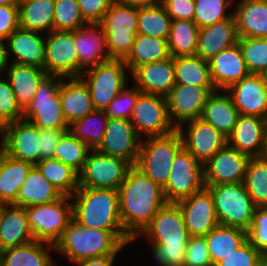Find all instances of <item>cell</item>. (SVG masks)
<instances>
[{
	"label": "cell",
	"instance_id": "cell-12",
	"mask_svg": "<svg viewBox=\"0 0 267 266\" xmlns=\"http://www.w3.org/2000/svg\"><path fill=\"white\" fill-rule=\"evenodd\" d=\"M205 187L203 164L184 147L175 156L167 184L163 187L168 203H176Z\"/></svg>",
	"mask_w": 267,
	"mask_h": 266
},
{
	"label": "cell",
	"instance_id": "cell-36",
	"mask_svg": "<svg viewBox=\"0 0 267 266\" xmlns=\"http://www.w3.org/2000/svg\"><path fill=\"white\" fill-rule=\"evenodd\" d=\"M171 57L166 39L137 34L128 56L123 60L131 73L136 67Z\"/></svg>",
	"mask_w": 267,
	"mask_h": 266
},
{
	"label": "cell",
	"instance_id": "cell-17",
	"mask_svg": "<svg viewBox=\"0 0 267 266\" xmlns=\"http://www.w3.org/2000/svg\"><path fill=\"white\" fill-rule=\"evenodd\" d=\"M250 159L226 144L203 165L205 185L243 182Z\"/></svg>",
	"mask_w": 267,
	"mask_h": 266
},
{
	"label": "cell",
	"instance_id": "cell-23",
	"mask_svg": "<svg viewBox=\"0 0 267 266\" xmlns=\"http://www.w3.org/2000/svg\"><path fill=\"white\" fill-rule=\"evenodd\" d=\"M267 119L258 116L238 115L227 144L251 157H261L265 149Z\"/></svg>",
	"mask_w": 267,
	"mask_h": 266
},
{
	"label": "cell",
	"instance_id": "cell-20",
	"mask_svg": "<svg viewBox=\"0 0 267 266\" xmlns=\"http://www.w3.org/2000/svg\"><path fill=\"white\" fill-rule=\"evenodd\" d=\"M176 204L181 209L190 236H206L219 225L214 199L207 187L179 200Z\"/></svg>",
	"mask_w": 267,
	"mask_h": 266
},
{
	"label": "cell",
	"instance_id": "cell-62",
	"mask_svg": "<svg viewBox=\"0 0 267 266\" xmlns=\"http://www.w3.org/2000/svg\"><path fill=\"white\" fill-rule=\"evenodd\" d=\"M258 75L260 76L265 88L267 89V67Z\"/></svg>",
	"mask_w": 267,
	"mask_h": 266
},
{
	"label": "cell",
	"instance_id": "cell-47",
	"mask_svg": "<svg viewBox=\"0 0 267 266\" xmlns=\"http://www.w3.org/2000/svg\"><path fill=\"white\" fill-rule=\"evenodd\" d=\"M238 44L250 74H260L267 67V38L239 37Z\"/></svg>",
	"mask_w": 267,
	"mask_h": 266
},
{
	"label": "cell",
	"instance_id": "cell-54",
	"mask_svg": "<svg viewBox=\"0 0 267 266\" xmlns=\"http://www.w3.org/2000/svg\"><path fill=\"white\" fill-rule=\"evenodd\" d=\"M86 23H100L115 0H76Z\"/></svg>",
	"mask_w": 267,
	"mask_h": 266
},
{
	"label": "cell",
	"instance_id": "cell-60",
	"mask_svg": "<svg viewBox=\"0 0 267 266\" xmlns=\"http://www.w3.org/2000/svg\"><path fill=\"white\" fill-rule=\"evenodd\" d=\"M118 1L137 8L154 6L162 2V0H118Z\"/></svg>",
	"mask_w": 267,
	"mask_h": 266
},
{
	"label": "cell",
	"instance_id": "cell-45",
	"mask_svg": "<svg viewBox=\"0 0 267 266\" xmlns=\"http://www.w3.org/2000/svg\"><path fill=\"white\" fill-rule=\"evenodd\" d=\"M91 149L69 131L60 137L54 158L74 169L78 174L81 172Z\"/></svg>",
	"mask_w": 267,
	"mask_h": 266
},
{
	"label": "cell",
	"instance_id": "cell-7",
	"mask_svg": "<svg viewBox=\"0 0 267 266\" xmlns=\"http://www.w3.org/2000/svg\"><path fill=\"white\" fill-rule=\"evenodd\" d=\"M61 76L46 75L38 85L37 92L23 110V120H27L38 129L68 130L59 97Z\"/></svg>",
	"mask_w": 267,
	"mask_h": 266
},
{
	"label": "cell",
	"instance_id": "cell-31",
	"mask_svg": "<svg viewBox=\"0 0 267 266\" xmlns=\"http://www.w3.org/2000/svg\"><path fill=\"white\" fill-rule=\"evenodd\" d=\"M238 115L229 94L225 90L224 93L223 90H215L207 98L200 118L227 138L233 131Z\"/></svg>",
	"mask_w": 267,
	"mask_h": 266
},
{
	"label": "cell",
	"instance_id": "cell-28",
	"mask_svg": "<svg viewBox=\"0 0 267 266\" xmlns=\"http://www.w3.org/2000/svg\"><path fill=\"white\" fill-rule=\"evenodd\" d=\"M34 240L26 208L15 204L0 205V251Z\"/></svg>",
	"mask_w": 267,
	"mask_h": 266
},
{
	"label": "cell",
	"instance_id": "cell-1",
	"mask_svg": "<svg viewBox=\"0 0 267 266\" xmlns=\"http://www.w3.org/2000/svg\"><path fill=\"white\" fill-rule=\"evenodd\" d=\"M118 193L121 223L133 241L168 203L163 188L135 166L128 170Z\"/></svg>",
	"mask_w": 267,
	"mask_h": 266
},
{
	"label": "cell",
	"instance_id": "cell-42",
	"mask_svg": "<svg viewBox=\"0 0 267 266\" xmlns=\"http://www.w3.org/2000/svg\"><path fill=\"white\" fill-rule=\"evenodd\" d=\"M35 166L64 196L71 197L79 188V174L58 159H43Z\"/></svg>",
	"mask_w": 267,
	"mask_h": 266
},
{
	"label": "cell",
	"instance_id": "cell-3",
	"mask_svg": "<svg viewBox=\"0 0 267 266\" xmlns=\"http://www.w3.org/2000/svg\"><path fill=\"white\" fill-rule=\"evenodd\" d=\"M71 200L73 219L80 225L111 231L126 246L133 242L121 223L118 190L79 187Z\"/></svg>",
	"mask_w": 267,
	"mask_h": 266
},
{
	"label": "cell",
	"instance_id": "cell-15",
	"mask_svg": "<svg viewBox=\"0 0 267 266\" xmlns=\"http://www.w3.org/2000/svg\"><path fill=\"white\" fill-rule=\"evenodd\" d=\"M176 130L181 136L183 147L203 165L227 144V138L201 118L186 121Z\"/></svg>",
	"mask_w": 267,
	"mask_h": 266
},
{
	"label": "cell",
	"instance_id": "cell-2",
	"mask_svg": "<svg viewBox=\"0 0 267 266\" xmlns=\"http://www.w3.org/2000/svg\"><path fill=\"white\" fill-rule=\"evenodd\" d=\"M151 243L153 259L159 266H184L189 233L181 209L167 203L153 217L140 236Z\"/></svg>",
	"mask_w": 267,
	"mask_h": 266
},
{
	"label": "cell",
	"instance_id": "cell-19",
	"mask_svg": "<svg viewBox=\"0 0 267 266\" xmlns=\"http://www.w3.org/2000/svg\"><path fill=\"white\" fill-rule=\"evenodd\" d=\"M39 129L27 120L6 124L0 149L10 157L36 165L40 161Z\"/></svg>",
	"mask_w": 267,
	"mask_h": 266
},
{
	"label": "cell",
	"instance_id": "cell-38",
	"mask_svg": "<svg viewBox=\"0 0 267 266\" xmlns=\"http://www.w3.org/2000/svg\"><path fill=\"white\" fill-rule=\"evenodd\" d=\"M205 239L212 265L215 266L247 240V231L238 227L217 225Z\"/></svg>",
	"mask_w": 267,
	"mask_h": 266
},
{
	"label": "cell",
	"instance_id": "cell-24",
	"mask_svg": "<svg viewBox=\"0 0 267 266\" xmlns=\"http://www.w3.org/2000/svg\"><path fill=\"white\" fill-rule=\"evenodd\" d=\"M130 75L140 92L166 96L176 85L174 57L136 67Z\"/></svg>",
	"mask_w": 267,
	"mask_h": 266
},
{
	"label": "cell",
	"instance_id": "cell-55",
	"mask_svg": "<svg viewBox=\"0 0 267 266\" xmlns=\"http://www.w3.org/2000/svg\"><path fill=\"white\" fill-rule=\"evenodd\" d=\"M161 4L172 20H194V0H162Z\"/></svg>",
	"mask_w": 267,
	"mask_h": 266
},
{
	"label": "cell",
	"instance_id": "cell-26",
	"mask_svg": "<svg viewBox=\"0 0 267 266\" xmlns=\"http://www.w3.org/2000/svg\"><path fill=\"white\" fill-rule=\"evenodd\" d=\"M216 90H226L235 82L250 75L239 44L222 50L208 61Z\"/></svg>",
	"mask_w": 267,
	"mask_h": 266
},
{
	"label": "cell",
	"instance_id": "cell-59",
	"mask_svg": "<svg viewBox=\"0 0 267 266\" xmlns=\"http://www.w3.org/2000/svg\"><path fill=\"white\" fill-rule=\"evenodd\" d=\"M9 62L10 61L5 42L0 41V76H2V74H5L7 72V69L9 68L10 65L8 64Z\"/></svg>",
	"mask_w": 267,
	"mask_h": 266
},
{
	"label": "cell",
	"instance_id": "cell-30",
	"mask_svg": "<svg viewBox=\"0 0 267 266\" xmlns=\"http://www.w3.org/2000/svg\"><path fill=\"white\" fill-rule=\"evenodd\" d=\"M235 6L238 36L267 38V0H240Z\"/></svg>",
	"mask_w": 267,
	"mask_h": 266
},
{
	"label": "cell",
	"instance_id": "cell-51",
	"mask_svg": "<svg viewBox=\"0 0 267 266\" xmlns=\"http://www.w3.org/2000/svg\"><path fill=\"white\" fill-rule=\"evenodd\" d=\"M137 101V88L126 86L107 106L105 112L111 119H130Z\"/></svg>",
	"mask_w": 267,
	"mask_h": 266
},
{
	"label": "cell",
	"instance_id": "cell-35",
	"mask_svg": "<svg viewBox=\"0 0 267 266\" xmlns=\"http://www.w3.org/2000/svg\"><path fill=\"white\" fill-rule=\"evenodd\" d=\"M55 246L37 240L0 251L3 266H51L55 263L49 251Z\"/></svg>",
	"mask_w": 267,
	"mask_h": 266
},
{
	"label": "cell",
	"instance_id": "cell-52",
	"mask_svg": "<svg viewBox=\"0 0 267 266\" xmlns=\"http://www.w3.org/2000/svg\"><path fill=\"white\" fill-rule=\"evenodd\" d=\"M247 239L264 256L267 254V207H256Z\"/></svg>",
	"mask_w": 267,
	"mask_h": 266
},
{
	"label": "cell",
	"instance_id": "cell-6",
	"mask_svg": "<svg viewBox=\"0 0 267 266\" xmlns=\"http://www.w3.org/2000/svg\"><path fill=\"white\" fill-rule=\"evenodd\" d=\"M214 199L219 225L238 227L248 231L256 206L241 183L205 185Z\"/></svg>",
	"mask_w": 267,
	"mask_h": 266
},
{
	"label": "cell",
	"instance_id": "cell-27",
	"mask_svg": "<svg viewBox=\"0 0 267 266\" xmlns=\"http://www.w3.org/2000/svg\"><path fill=\"white\" fill-rule=\"evenodd\" d=\"M236 20L233 17L199 28L195 55L209 61L222 50L238 44Z\"/></svg>",
	"mask_w": 267,
	"mask_h": 266
},
{
	"label": "cell",
	"instance_id": "cell-48",
	"mask_svg": "<svg viewBox=\"0 0 267 266\" xmlns=\"http://www.w3.org/2000/svg\"><path fill=\"white\" fill-rule=\"evenodd\" d=\"M85 24L76 0H55L54 30L75 31Z\"/></svg>",
	"mask_w": 267,
	"mask_h": 266
},
{
	"label": "cell",
	"instance_id": "cell-14",
	"mask_svg": "<svg viewBox=\"0 0 267 266\" xmlns=\"http://www.w3.org/2000/svg\"><path fill=\"white\" fill-rule=\"evenodd\" d=\"M44 70L48 75L78 77L74 31L53 30L45 35Z\"/></svg>",
	"mask_w": 267,
	"mask_h": 266
},
{
	"label": "cell",
	"instance_id": "cell-8",
	"mask_svg": "<svg viewBox=\"0 0 267 266\" xmlns=\"http://www.w3.org/2000/svg\"><path fill=\"white\" fill-rule=\"evenodd\" d=\"M70 196L50 203L26 207L29 226L34 240L55 246L73 219Z\"/></svg>",
	"mask_w": 267,
	"mask_h": 266
},
{
	"label": "cell",
	"instance_id": "cell-56",
	"mask_svg": "<svg viewBox=\"0 0 267 266\" xmlns=\"http://www.w3.org/2000/svg\"><path fill=\"white\" fill-rule=\"evenodd\" d=\"M19 27V6L0 5V41Z\"/></svg>",
	"mask_w": 267,
	"mask_h": 266
},
{
	"label": "cell",
	"instance_id": "cell-22",
	"mask_svg": "<svg viewBox=\"0 0 267 266\" xmlns=\"http://www.w3.org/2000/svg\"><path fill=\"white\" fill-rule=\"evenodd\" d=\"M225 91L239 114L267 119V89L259 75L250 74Z\"/></svg>",
	"mask_w": 267,
	"mask_h": 266
},
{
	"label": "cell",
	"instance_id": "cell-50",
	"mask_svg": "<svg viewBox=\"0 0 267 266\" xmlns=\"http://www.w3.org/2000/svg\"><path fill=\"white\" fill-rule=\"evenodd\" d=\"M23 119V110L5 75L0 76V120L6 125Z\"/></svg>",
	"mask_w": 267,
	"mask_h": 266
},
{
	"label": "cell",
	"instance_id": "cell-64",
	"mask_svg": "<svg viewBox=\"0 0 267 266\" xmlns=\"http://www.w3.org/2000/svg\"><path fill=\"white\" fill-rule=\"evenodd\" d=\"M263 157L267 159V131H266L265 149L263 152Z\"/></svg>",
	"mask_w": 267,
	"mask_h": 266
},
{
	"label": "cell",
	"instance_id": "cell-32",
	"mask_svg": "<svg viewBox=\"0 0 267 266\" xmlns=\"http://www.w3.org/2000/svg\"><path fill=\"white\" fill-rule=\"evenodd\" d=\"M5 74L22 110L32 101L39 83L47 75L43 68L19 63H10Z\"/></svg>",
	"mask_w": 267,
	"mask_h": 266
},
{
	"label": "cell",
	"instance_id": "cell-53",
	"mask_svg": "<svg viewBox=\"0 0 267 266\" xmlns=\"http://www.w3.org/2000/svg\"><path fill=\"white\" fill-rule=\"evenodd\" d=\"M184 266H213L205 236H190Z\"/></svg>",
	"mask_w": 267,
	"mask_h": 266
},
{
	"label": "cell",
	"instance_id": "cell-63",
	"mask_svg": "<svg viewBox=\"0 0 267 266\" xmlns=\"http://www.w3.org/2000/svg\"><path fill=\"white\" fill-rule=\"evenodd\" d=\"M5 124L0 120V143L2 142L5 130Z\"/></svg>",
	"mask_w": 267,
	"mask_h": 266
},
{
	"label": "cell",
	"instance_id": "cell-11",
	"mask_svg": "<svg viewBox=\"0 0 267 266\" xmlns=\"http://www.w3.org/2000/svg\"><path fill=\"white\" fill-rule=\"evenodd\" d=\"M131 167L123 158L91 149L79 173V187L118 190Z\"/></svg>",
	"mask_w": 267,
	"mask_h": 266
},
{
	"label": "cell",
	"instance_id": "cell-49",
	"mask_svg": "<svg viewBox=\"0 0 267 266\" xmlns=\"http://www.w3.org/2000/svg\"><path fill=\"white\" fill-rule=\"evenodd\" d=\"M265 256L247 239L215 266H264Z\"/></svg>",
	"mask_w": 267,
	"mask_h": 266
},
{
	"label": "cell",
	"instance_id": "cell-61",
	"mask_svg": "<svg viewBox=\"0 0 267 266\" xmlns=\"http://www.w3.org/2000/svg\"><path fill=\"white\" fill-rule=\"evenodd\" d=\"M22 0H0V5L19 6Z\"/></svg>",
	"mask_w": 267,
	"mask_h": 266
},
{
	"label": "cell",
	"instance_id": "cell-18",
	"mask_svg": "<svg viewBox=\"0 0 267 266\" xmlns=\"http://www.w3.org/2000/svg\"><path fill=\"white\" fill-rule=\"evenodd\" d=\"M141 141V136L129 119L108 118L103 141L97 150L109 156L123 158L135 166Z\"/></svg>",
	"mask_w": 267,
	"mask_h": 266
},
{
	"label": "cell",
	"instance_id": "cell-4",
	"mask_svg": "<svg viewBox=\"0 0 267 266\" xmlns=\"http://www.w3.org/2000/svg\"><path fill=\"white\" fill-rule=\"evenodd\" d=\"M124 247L113 232L80 225L72 219L55 250L75 264L92 257L117 255Z\"/></svg>",
	"mask_w": 267,
	"mask_h": 266
},
{
	"label": "cell",
	"instance_id": "cell-21",
	"mask_svg": "<svg viewBox=\"0 0 267 266\" xmlns=\"http://www.w3.org/2000/svg\"><path fill=\"white\" fill-rule=\"evenodd\" d=\"M78 55V77L88 69L112 60L107 47V34L100 23H86L74 31Z\"/></svg>",
	"mask_w": 267,
	"mask_h": 266
},
{
	"label": "cell",
	"instance_id": "cell-57",
	"mask_svg": "<svg viewBox=\"0 0 267 266\" xmlns=\"http://www.w3.org/2000/svg\"><path fill=\"white\" fill-rule=\"evenodd\" d=\"M68 130L39 129L40 161L54 158V152L60 137Z\"/></svg>",
	"mask_w": 267,
	"mask_h": 266
},
{
	"label": "cell",
	"instance_id": "cell-9",
	"mask_svg": "<svg viewBox=\"0 0 267 266\" xmlns=\"http://www.w3.org/2000/svg\"><path fill=\"white\" fill-rule=\"evenodd\" d=\"M100 24L107 34V47L111 59L124 60L138 34V8L115 0Z\"/></svg>",
	"mask_w": 267,
	"mask_h": 266
},
{
	"label": "cell",
	"instance_id": "cell-16",
	"mask_svg": "<svg viewBox=\"0 0 267 266\" xmlns=\"http://www.w3.org/2000/svg\"><path fill=\"white\" fill-rule=\"evenodd\" d=\"M215 90L214 86L176 84L165 96L168 114L175 127L200 118L207 98Z\"/></svg>",
	"mask_w": 267,
	"mask_h": 266
},
{
	"label": "cell",
	"instance_id": "cell-58",
	"mask_svg": "<svg viewBox=\"0 0 267 266\" xmlns=\"http://www.w3.org/2000/svg\"><path fill=\"white\" fill-rule=\"evenodd\" d=\"M116 255H103L77 262V266H113Z\"/></svg>",
	"mask_w": 267,
	"mask_h": 266
},
{
	"label": "cell",
	"instance_id": "cell-33",
	"mask_svg": "<svg viewBox=\"0 0 267 266\" xmlns=\"http://www.w3.org/2000/svg\"><path fill=\"white\" fill-rule=\"evenodd\" d=\"M32 163L17 160L0 149V205L15 204Z\"/></svg>",
	"mask_w": 267,
	"mask_h": 266
},
{
	"label": "cell",
	"instance_id": "cell-40",
	"mask_svg": "<svg viewBox=\"0 0 267 266\" xmlns=\"http://www.w3.org/2000/svg\"><path fill=\"white\" fill-rule=\"evenodd\" d=\"M174 72L176 84L214 86L208 61L200 56L174 57Z\"/></svg>",
	"mask_w": 267,
	"mask_h": 266
},
{
	"label": "cell",
	"instance_id": "cell-34",
	"mask_svg": "<svg viewBox=\"0 0 267 266\" xmlns=\"http://www.w3.org/2000/svg\"><path fill=\"white\" fill-rule=\"evenodd\" d=\"M63 196L34 165L21 185L15 205L26 208L50 203Z\"/></svg>",
	"mask_w": 267,
	"mask_h": 266
},
{
	"label": "cell",
	"instance_id": "cell-29",
	"mask_svg": "<svg viewBox=\"0 0 267 266\" xmlns=\"http://www.w3.org/2000/svg\"><path fill=\"white\" fill-rule=\"evenodd\" d=\"M59 97L68 124L95 111L88 85L81 77L62 78Z\"/></svg>",
	"mask_w": 267,
	"mask_h": 266
},
{
	"label": "cell",
	"instance_id": "cell-37",
	"mask_svg": "<svg viewBox=\"0 0 267 266\" xmlns=\"http://www.w3.org/2000/svg\"><path fill=\"white\" fill-rule=\"evenodd\" d=\"M55 0L21 1L19 27L36 32L50 33L54 30Z\"/></svg>",
	"mask_w": 267,
	"mask_h": 266
},
{
	"label": "cell",
	"instance_id": "cell-25",
	"mask_svg": "<svg viewBox=\"0 0 267 266\" xmlns=\"http://www.w3.org/2000/svg\"><path fill=\"white\" fill-rule=\"evenodd\" d=\"M40 35L42 33L18 27L4 41L9 59L13 58L10 63L34 65L44 69L45 37Z\"/></svg>",
	"mask_w": 267,
	"mask_h": 266
},
{
	"label": "cell",
	"instance_id": "cell-13",
	"mask_svg": "<svg viewBox=\"0 0 267 266\" xmlns=\"http://www.w3.org/2000/svg\"><path fill=\"white\" fill-rule=\"evenodd\" d=\"M143 138L163 136L176 130L171 122L165 96L142 93L137 89V101L129 119Z\"/></svg>",
	"mask_w": 267,
	"mask_h": 266
},
{
	"label": "cell",
	"instance_id": "cell-10",
	"mask_svg": "<svg viewBox=\"0 0 267 266\" xmlns=\"http://www.w3.org/2000/svg\"><path fill=\"white\" fill-rule=\"evenodd\" d=\"M126 70L123 60H108L88 68L81 78L88 85L95 110L105 111L108 104L127 86Z\"/></svg>",
	"mask_w": 267,
	"mask_h": 266
},
{
	"label": "cell",
	"instance_id": "cell-46",
	"mask_svg": "<svg viewBox=\"0 0 267 266\" xmlns=\"http://www.w3.org/2000/svg\"><path fill=\"white\" fill-rule=\"evenodd\" d=\"M195 13L194 22L199 28H203L226 19L233 17V12H228L227 9L231 6L234 0H194Z\"/></svg>",
	"mask_w": 267,
	"mask_h": 266
},
{
	"label": "cell",
	"instance_id": "cell-65",
	"mask_svg": "<svg viewBox=\"0 0 267 266\" xmlns=\"http://www.w3.org/2000/svg\"><path fill=\"white\" fill-rule=\"evenodd\" d=\"M264 266H267V254L265 255V265Z\"/></svg>",
	"mask_w": 267,
	"mask_h": 266
},
{
	"label": "cell",
	"instance_id": "cell-39",
	"mask_svg": "<svg viewBox=\"0 0 267 266\" xmlns=\"http://www.w3.org/2000/svg\"><path fill=\"white\" fill-rule=\"evenodd\" d=\"M199 27L194 21L172 20L167 39L171 57L193 56L196 53Z\"/></svg>",
	"mask_w": 267,
	"mask_h": 266
},
{
	"label": "cell",
	"instance_id": "cell-41",
	"mask_svg": "<svg viewBox=\"0 0 267 266\" xmlns=\"http://www.w3.org/2000/svg\"><path fill=\"white\" fill-rule=\"evenodd\" d=\"M107 121L105 111L95 110L81 119L72 121L68 131L90 149H97L103 141Z\"/></svg>",
	"mask_w": 267,
	"mask_h": 266
},
{
	"label": "cell",
	"instance_id": "cell-44",
	"mask_svg": "<svg viewBox=\"0 0 267 266\" xmlns=\"http://www.w3.org/2000/svg\"><path fill=\"white\" fill-rule=\"evenodd\" d=\"M243 185L256 207H267V159L251 157Z\"/></svg>",
	"mask_w": 267,
	"mask_h": 266
},
{
	"label": "cell",
	"instance_id": "cell-43",
	"mask_svg": "<svg viewBox=\"0 0 267 266\" xmlns=\"http://www.w3.org/2000/svg\"><path fill=\"white\" fill-rule=\"evenodd\" d=\"M171 23L172 19L161 3L154 6L138 8L137 33L140 35L167 40Z\"/></svg>",
	"mask_w": 267,
	"mask_h": 266
},
{
	"label": "cell",
	"instance_id": "cell-5",
	"mask_svg": "<svg viewBox=\"0 0 267 266\" xmlns=\"http://www.w3.org/2000/svg\"><path fill=\"white\" fill-rule=\"evenodd\" d=\"M182 147L177 130L163 136L144 137L135 167L163 188L167 184L175 156Z\"/></svg>",
	"mask_w": 267,
	"mask_h": 266
}]
</instances>
